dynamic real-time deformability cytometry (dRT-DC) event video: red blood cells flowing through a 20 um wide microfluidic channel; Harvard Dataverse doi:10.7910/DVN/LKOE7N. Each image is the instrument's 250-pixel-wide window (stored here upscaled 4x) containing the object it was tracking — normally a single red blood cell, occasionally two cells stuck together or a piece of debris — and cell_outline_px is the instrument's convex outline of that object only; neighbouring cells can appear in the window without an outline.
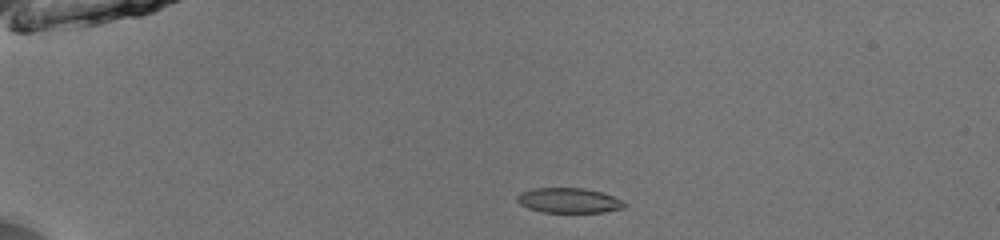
{"species": "common noctule bat (a hibernating species)", "species_latin": "Nyctalus noctula", "temperature_condition": "room temperature", "stored_images_in_passage": 40, "camera_frame_rate_fps": 3000, "um_per_image_px": 0.085, "animal": {"sex": "male", "body_mass_g": 13.0, "forearm_length_mm": 53.1}, "frame": {"image": 1, "passage_image": 1, "time_ms": 0.0, "image_size_px": [1000, 240], "cell_outline_px": [[624, 208], [604, 212], [544, 212], [528, 208], [520, 204], [516, 200], [516, 196], [532, 188], [584, 188], [600, 192], [612, 196], [620, 200], [624, 204]], "centroid_in_image_um": [48.32, 17.04], "position_along_channel_um": 36.7, "area_um2": 15.37}}
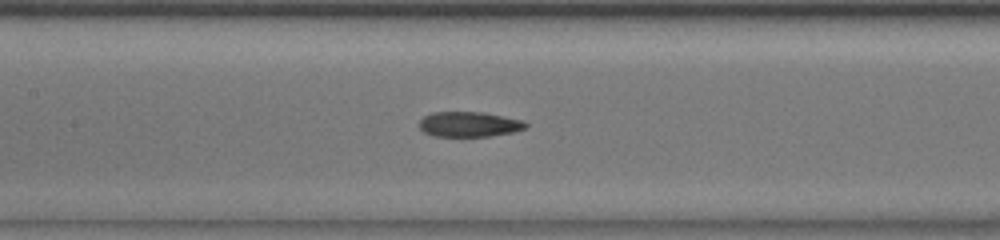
{"frame": {"image": 2, "passage_image": 15, "time_ms": 4.667, "image_size_px": [1000, 240], "cell_outline_px": [[528, 124], [524, 128], [512, 132], [488, 136], [436, 136], [424, 132], [420, 128], [420, 120], [424, 116], [432, 112], [484, 112], [524, 120]], "centroid_in_image_um": [39.88, 10.55], "position_along_channel_um": 167.5, "area_um2": 15.49}}
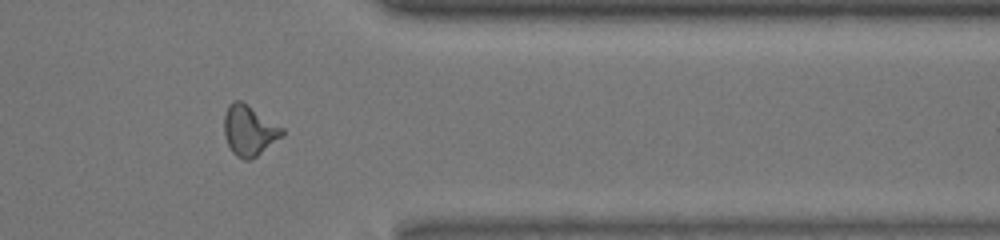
{"frame": {"image": 3, "passage_image": 32, "time_ms": 10.333, "image_size_px": [1000, 240], "cell_outline_px": [[284, 136], [256, 156], [248, 160], [244, 160], [236, 156], [232, 152], [224, 136], [224, 116], [228, 104], [232, 100], [240, 100], [284, 128]], "centroid_in_image_um": [21.17, 11.09], "position_along_channel_um": 390.2, "area_um2": 17.05}, "authors_computed_cell_mechanics": {"area_um2": 16.184, "velocity_mm_per_s": 4.0261, "shape_relaxation_time_tau1_ms": null, "shape_relaxation_time_tau2_ms": 1.9577, "deformation_change_tau1": null, "deformation_change_tau2": 0.0776}}